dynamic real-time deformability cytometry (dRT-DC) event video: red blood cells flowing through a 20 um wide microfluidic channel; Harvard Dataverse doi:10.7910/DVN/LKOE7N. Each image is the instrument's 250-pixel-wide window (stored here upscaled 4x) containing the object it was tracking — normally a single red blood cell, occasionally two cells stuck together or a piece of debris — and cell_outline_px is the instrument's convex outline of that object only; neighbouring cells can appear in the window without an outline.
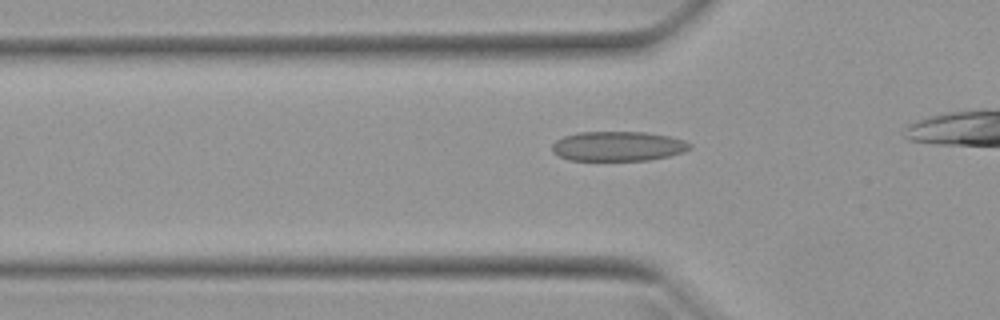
{"species": "Egyptian fruit bat (a non-hibernating species)", "species_latin": "Rousettus aegyptiacus", "temperature_condition": "warm", "stored_images_in_passage": 26, "camera_frame_rate_fps": 3000, "um_per_image_px": 0.085, "animal": {"sex": "female"}, "frame": {"image": 1, "passage_image": 2, "time_ms": 0.333, "image_size_px": [1000, 320], "cell_outline_px": [[692, 148], [684, 152], [668, 156], [648, 160], [568, 160], [552, 152], [552, 144], [556, 140], [564, 136], [580, 132], [644, 132], [668, 136], [684, 140], [692, 144]], "centroid_in_image_um": [52.53, 12.43], "position_along_channel_um": 73.3, "area_um2": 23.81}}
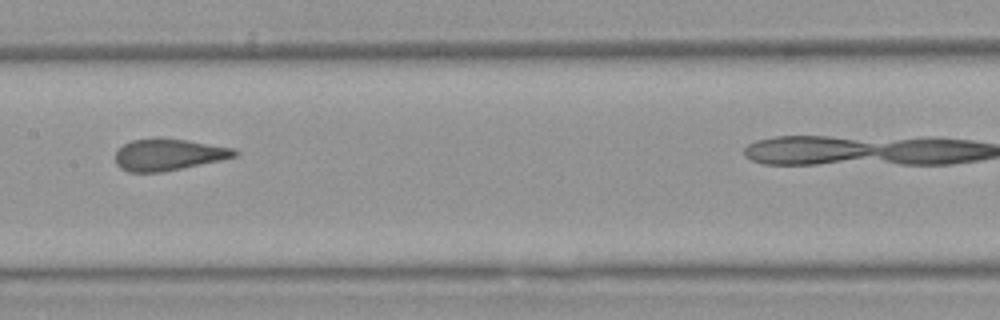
{"frame": {"image": 2, "passage_image": 11, "time_ms": 3.333, "image_size_px": [1000, 320], "cell_outline_px": [[240, 152], [236, 156], [220, 160], [160, 172], [128, 172], [120, 168], [116, 164], [116, 152], [124, 144], [132, 140], [160, 136], [188, 140], [236, 148]], "centroid_in_image_um": [14.32, 13.11], "position_along_channel_um": 193.1, "area_um2": 22.2}}
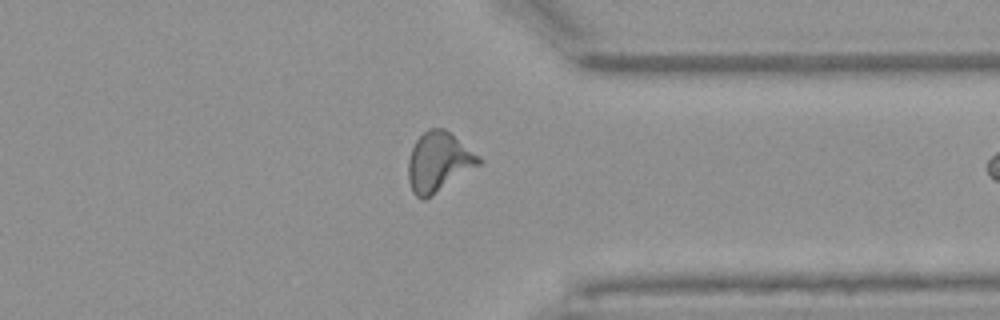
{"frame": {"image": 3, "passage_image": 25, "time_ms": 8.0, "image_size_px": [1000, 320], "cell_outline_px": [[484, 160], [480, 164], [432, 196], [424, 200], [420, 200], [412, 192], [408, 180], [408, 160], [412, 148], [416, 140], [428, 128], [444, 128], [480, 156]], "centroid_in_image_um": [37.27, 13.78], "position_along_channel_um": 374.1, "area_um2": 24.51}}